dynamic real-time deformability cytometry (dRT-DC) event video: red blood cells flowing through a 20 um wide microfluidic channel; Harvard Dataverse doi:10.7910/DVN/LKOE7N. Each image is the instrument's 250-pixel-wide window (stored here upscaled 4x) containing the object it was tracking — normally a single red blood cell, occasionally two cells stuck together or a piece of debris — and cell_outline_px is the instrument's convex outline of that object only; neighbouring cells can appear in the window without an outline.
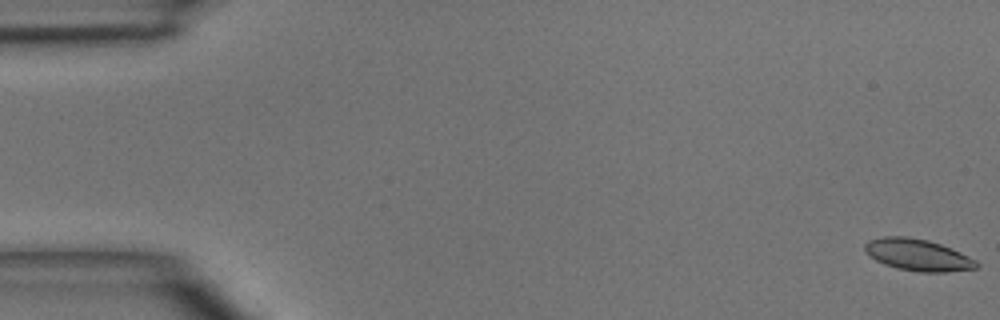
{"species": "common noctule bat (a hibernating species)", "species_latin": "Nyctalus noctula", "temperature_condition": "room temperature", "stored_images_in_passage": 4, "camera_frame_rate_fps": 3000, "um_per_image_px": 0.085, "animal": {"sex": "male", "body_mass_g": 15.6}, "frame": {"image": 1, "passage_image": 1, "time_ms": 0.0, "image_size_px": [1000, 320], "cell_outline_px": [[980, 264], [976, 268], [948, 272], [920, 272], [896, 268], [884, 264], [876, 260], [864, 252], [864, 244], [868, 240], [880, 236], [908, 236], [928, 240], [940, 244], [960, 252], [976, 260]], "centroid_in_image_um": [77.98, 21.66], "position_along_channel_um": 7.0, "area_um2": 20.81}}
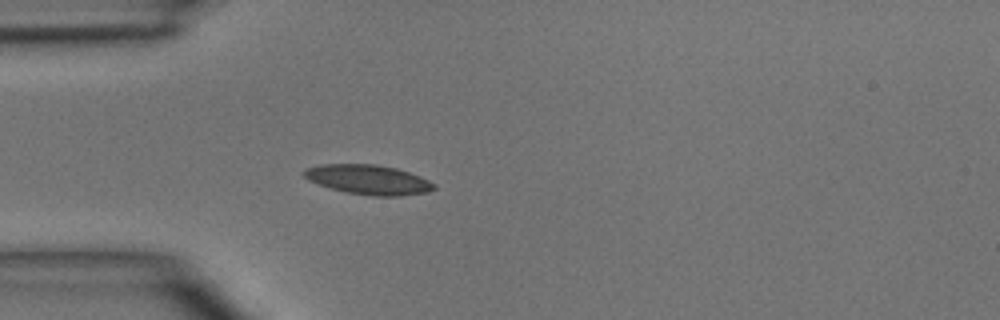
{"frame": {"image": 2, "passage_image": 4, "time_ms": 4.333, "image_size_px": [1000, 320], "cell_outline_px": [[436, 188], [428, 192], [400, 196], [372, 196], [344, 192], [308, 180], [304, 176], [304, 172], [308, 168], [320, 164], [376, 164], [396, 168], [420, 176], [436, 184]], "centroid_in_image_um": [31.35, 15.27], "position_along_channel_um": 53.6, "area_um2": 22.37}}